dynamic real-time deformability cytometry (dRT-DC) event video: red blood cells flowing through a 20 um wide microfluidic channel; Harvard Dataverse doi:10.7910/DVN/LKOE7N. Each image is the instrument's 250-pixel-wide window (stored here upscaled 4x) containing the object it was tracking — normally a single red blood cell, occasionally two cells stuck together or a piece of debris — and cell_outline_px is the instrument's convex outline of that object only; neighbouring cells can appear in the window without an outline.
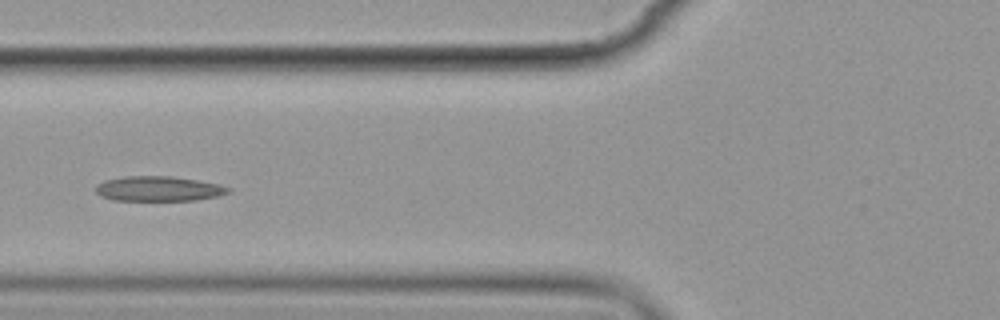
{"species": "common noctule bat (a hibernating species)", "species_latin": "Nyctalus noctula", "temperature_condition": "cold", "stored_images_in_passage": 9, "camera_frame_rate_fps": 3000, "um_per_image_px": 0.085, "animal": {"sex": "female", "body_mass_g": 19.9}, "frame": {"image": 1, "passage_image": 7, "time_ms": 7.333, "image_size_px": [1000, 320], "cell_outline_px": [[232, 192], [216, 196], [196, 200], [112, 200], [100, 196], [96, 192], [96, 184], [104, 180], [124, 176], [172, 176], [220, 184], [232, 188]], "centroid_in_image_um": [13.48, 16.03], "position_along_channel_um": 112.3, "area_um2": 19.36}}
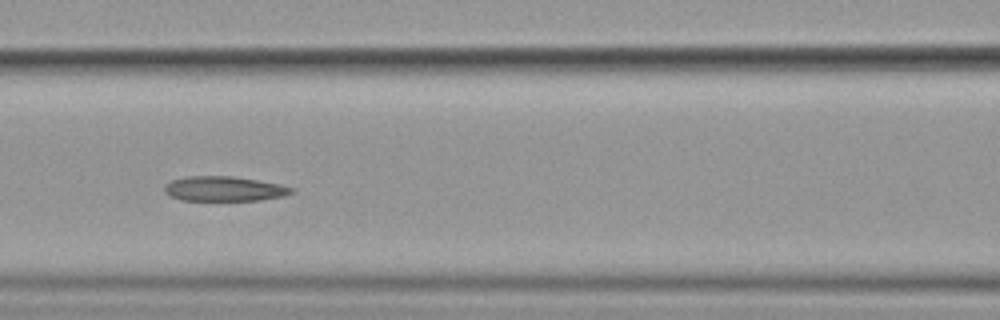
{"frame": {"image": 2, "passage_image": 8, "time_ms": 8.333, "image_size_px": [1000, 320], "cell_outline_px": [[296, 188], [292, 192], [284, 196], [260, 200], [180, 200], [168, 196], [164, 192], [164, 184], [172, 180], [188, 176], [232, 176], [280, 184]], "centroid_in_image_um": [19.02, 16.05], "position_along_channel_um": 147.6, "area_um2": 18.44}}
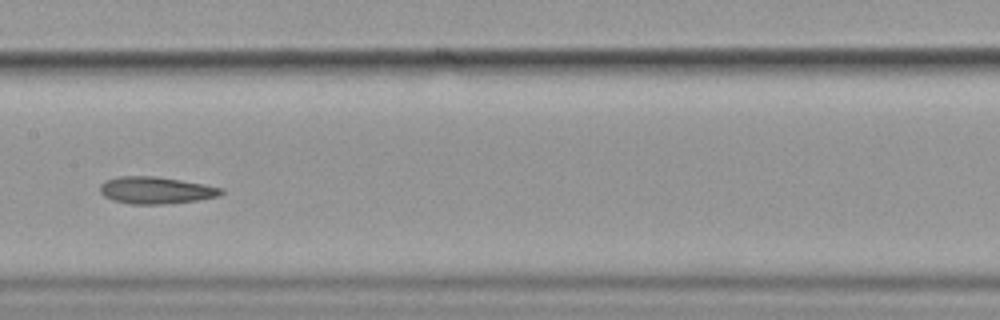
{"frame": {"image": 3, "passage_image": 9, "time_ms": 9.667, "image_size_px": [1000, 320], "cell_outline_px": [[224, 192], [220, 196], [196, 200], [164, 204], [128, 204], [112, 200], [104, 196], [100, 192], [100, 184], [104, 180], [120, 176], [156, 176], [204, 184], [224, 188]], "centroid_in_image_um": [13.24, 16.17], "position_along_channel_um": 194.2, "area_um2": 19.19}}